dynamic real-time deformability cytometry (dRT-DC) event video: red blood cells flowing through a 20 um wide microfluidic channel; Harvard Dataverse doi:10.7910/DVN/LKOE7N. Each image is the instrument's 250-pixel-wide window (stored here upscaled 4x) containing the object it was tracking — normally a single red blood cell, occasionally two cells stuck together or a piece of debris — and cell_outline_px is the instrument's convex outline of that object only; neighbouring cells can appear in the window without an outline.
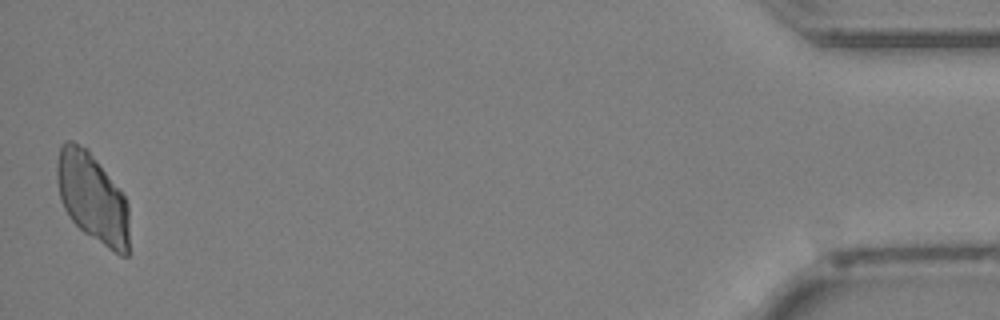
{"species": "Egyptian fruit bat (a non-hibernating species)", "species_latin": "Rousettus aegyptiacus", "temperature_condition": "cold", "stored_images_in_passage": 38, "camera_frame_rate_fps": 3000, "um_per_image_px": 0.085, "animal": {"sex": "female"}, "frame": {"image": 1, "passage_image": 38, "time_ms": 12.333, "image_size_px": [1000, 320], "cell_outline_px": [[128, 256], [120, 256], [84, 232], [72, 220], [64, 208], [60, 200], [56, 176], [56, 164], [60, 144], [64, 140], [72, 140], [88, 148], [124, 196], [128, 204]], "centroid_in_image_um": [7.83, 16.76], "position_along_channel_um": 427.4, "area_um2": 37.74}}